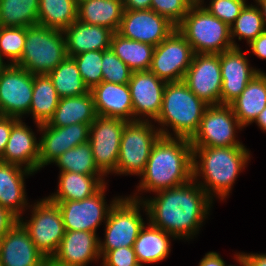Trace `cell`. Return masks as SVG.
Instances as JSON below:
<instances>
[{
    "label": "cell",
    "mask_w": 266,
    "mask_h": 266,
    "mask_svg": "<svg viewBox=\"0 0 266 266\" xmlns=\"http://www.w3.org/2000/svg\"><path fill=\"white\" fill-rule=\"evenodd\" d=\"M155 194L156 197L145 200L137 195L129 197L144 202V210L153 226L177 239L187 240L196 236L213 203L198 183L192 179L184 185Z\"/></svg>",
    "instance_id": "cell-1"
},
{
    "label": "cell",
    "mask_w": 266,
    "mask_h": 266,
    "mask_svg": "<svg viewBox=\"0 0 266 266\" xmlns=\"http://www.w3.org/2000/svg\"><path fill=\"white\" fill-rule=\"evenodd\" d=\"M193 147L189 139L160 136L154 143L138 191L157 192L193 179Z\"/></svg>",
    "instance_id": "cell-2"
},
{
    "label": "cell",
    "mask_w": 266,
    "mask_h": 266,
    "mask_svg": "<svg viewBox=\"0 0 266 266\" xmlns=\"http://www.w3.org/2000/svg\"><path fill=\"white\" fill-rule=\"evenodd\" d=\"M249 159L245 146L193 147V180L211 199L216 195L223 200L229 196L236 177ZM200 176L203 182H198Z\"/></svg>",
    "instance_id": "cell-3"
},
{
    "label": "cell",
    "mask_w": 266,
    "mask_h": 266,
    "mask_svg": "<svg viewBox=\"0 0 266 266\" xmlns=\"http://www.w3.org/2000/svg\"><path fill=\"white\" fill-rule=\"evenodd\" d=\"M208 106L183 80L168 82L165 85L159 116L154 121L161 126V136L173 137L167 129L170 126L175 133L174 137L190 140L196 133Z\"/></svg>",
    "instance_id": "cell-4"
},
{
    "label": "cell",
    "mask_w": 266,
    "mask_h": 266,
    "mask_svg": "<svg viewBox=\"0 0 266 266\" xmlns=\"http://www.w3.org/2000/svg\"><path fill=\"white\" fill-rule=\"evenodd\" d=\"M204 0L196 1L176 27L192 46L194 53L220 54L234 48L230 26L213 16Z\"/></svg>",
    "instance_id": "cell-5"
},
{
    "label": "cell",
    "mask_w": 266,
    "mask_h": 266,
    "mask_svg": "<svg viewBox=\"0 0 266 266\" xmlns=\"http://www.w3.org/2000/svg\"><path fill=\"white\" fill-rule=\"evenodd\" d=\"M66 57L64 32L35 25L26 27L23 53L15 65L33 75H48Z\"/></svg>",
    "instance_id": "cell-6"
},
{
    "label": "cell",
    "mask_w": 266,
    "mask_h": 266,
    "mask_svg": "<svg viewBox=\"0 0 266 266\" xmlns=\"http://www.w3.org/2000/svg\"><path fill=\"white\" fill-rule=\"evenodd\" d=\"M160 136L159 129L149 120L128 121L122 131L117 168L113 173L140 176Z\"/></svg>",
    "instance_id": "cell-7"
},
{
    "label": "cell",
    "mask_w": 266,
    "mask_h": 266,
    "mask_svg": "<svg viewBox=\"0 0 266 266\" xmlns=\"http://www.w3.org/2000/svg\"><path fill=\"white\" fill-rule=\"evenodd\" d=\"M140 206L144 207L142 200L127 196H121L113 205L105 221V239L99 241L101 257L110 250L134 246L141 228L146 224L140 214Z\"/></svg>",
    "instance_id": "cell-8"
},
{
    "label": "cell",
    "mask_w": 266,
    "mask_h": 266,
    "mask_svg": "<svg viewBox=\"0 0 266 266\" xmlns=\"http://www.w3.org/2000/svg\"><path fill=\"white\" fill-rule=\"evenodd\" d=\"M30 206L33 207L30 220L24 222L20 217L19 223L29 233L37 249L46 258H52L65 234L61 211L46 197Z\"/></svg>",
    "instance_id": "cell-9"
},
{
    "label": "cell",
    "mask_w": 266,
    "mask_h": 266,
    "mask_svg": "<svg viewBox=\"0 0 266 266\" xmlns=\"http://www.w3.org/2000/svg\"><path fill=\"white\" fill-rule=\"evenodd\" d=\"M236 129L242 130L243 127L230 105H210L190 143L192 147L244 146L236 139Z\"/></svg>",
    "instance_id": "cell-10"
},
{
    "label": "cell",
    "mask_w": 266,
    "mask_h": 266,
    "mask_svg": "<svg viewBox=\"0 0 266 266\" xmlns=\"http://www.w3.org/2000/svg\"><path fill=\"white\" fill-rule=\"evenodd\" d=\"M194 54L192 46L176 28L155 46L149 71L166 83L181 81Z\"/></svg>",
    "instance_id": "cell-11"
},
{
    "label": "cell",
    "mask_w": 266,
    "mask_h": 266,
    "mask_svg": "<svg viewBox=\"0 0 266 266\" xmlns=\"http://www.w3.org/2000/svg\"><path fill=\"white\" fill-rule=\"evenodd\" d=\"M34 75L15 64L0 70V115L22 119L29 114Z\"/></svg>",
    "instance_id": "cell-12"
},
{
    "label": "cell",
    "mask_w": 266,
    "mask_h": 266,
    "mask_svg": "<svg viewBox=\"0 0 266 266\" xmlns=\"http://www.w3.org/2000/svg\"><path fill=\"white\" fill-rule=\"evenodd\" d=\"M105 189L106 184L93 196L80 201H51L56 203L61 211L65 231L96 233L97 227L107 220L110 209L120 199L115 197L107 205Z\"/></svg>",
    "instance_id": "cell-13"
},
{
    "label": "cell",
    "mask_w": 266,
    "mask_h": 266,
    "mask_svg": "<svg viewBox=\"0 0 266 266\" xmlns=\"http://www.w3.org/2000/svg\"><path fill=\"white\" fill-rule=\"evenodd\" d=\"M127 122L120 118L97 116L90 124L88 142L96 166L105 175L117 168L121 135Z\"/></svg>",
    "instance_id": "cell-14"
},
{
    "label": "cell",
    "mask_w": 266,
    "mask_h": 266,
    "mask_svg": "<svg viewBox=\"0 0 266 266\" xmlns=\"http://www.w3.org/2000/svg\"><path fill=\"white\" fill-rule=\"evenodd\" d=\"M183 81L207 105H219L222 88L220 54L195 53Z\"/></svg>",
    "instance_id": "cell-15"
},
{
    "label": "cell",
    "mask_w": 266,
    "mask_h": 266,
    "mask_svg": "<svg viewBox=\"0 0 266 266\" xmlns=\"http://www.w3.org/2000/svg\"><path fill=\"white\" fill-rule=\"evenodd\" d=\"M176 26L151 9L124 10L118 33L154 47L167 38Z\"/></svg>",
    "instance_id": "cell-16"
},
{
    "label": "cell",
    "mask_w": 266,
    "mask_h": 266,
    "mask_svg": "<svg viewBox=\"0 0 266 266\" xmlns=\"http://www.w3.org/2000/svg\"><path fill=\"white\" fill-rule=\"evenodd\" d=\"M41 131L39 144V170L53 163L65 151L89 140L90 125L77 123L64 127L37 125Z\"/></svg>",
    "instance_id": "cell-17"
},
{
    "label": "cell",
    "mask_w": 266,
    "mask_h": 266,
    "mask_svg": "<svg viewBox=\"0 0 266 266\" xmlns=\"http://www.w3.org/2000/svg\"><path fill=\"white\" fill-rule=\"evenodd\" d=\"M165 85L166 82L150 71L132 72L128 86L133 103V121L155 120L159 116Z\"/></svg>",
    "instance_id": "cell-18"
},
{
    "label": "cell",
    "mask_w": 266,
    "mask_h": 266,
    "mask_svg": "<svg viewBox=\"0 0 266 266\" xmlns=\"http://www.w3.org/2000/svg\"><path fill=\"white\" fill-rule=\"evenodd\" d=\"M245 52L239 48L220 53L222 88L220 104L229 105L241 95L247 84L261 70L249 66Z\"/></svg>",
    "instance_id": "cell-19"
},
{
    "label": "cell",
    "mask_w": 266,
    "mask_h": 266,
    "mask_svg": "<svg viewBox=\"0 0 266 266\" xmlns=\"http://www.w3.org/2000/svg\"><path fill=\"white\" fill-rule=\"evenodd\" d=\"M45 260L19 222L0 239L2 266H44Z\"/></svg>",
    "instance_id": "cell-20"
},
{
    "label": "cell",
    "mask_w": 266,
    "mask_h": 266,
    "mask_svg": "<svg viewBox=\"0 0 266 266\" xmlns=\"http://www.w3.org/2000/svg\"><path fill=\"white\" fill-rule=\"evenodd\" d=\"M100 240L94 232L65 231L52 259L64 265L87 266L90 261H97L101 258Z\"/></svg>",
    "instance_id": "cell-21"
},
{
    "label": "cell",
    "mask_w": 266,
    "mask_h": 266,
    "mask_svg": "<svg viewBox=\"0 0 266 266\" xmlns=\"http://www.w3.org/2000/svg\"><path fill=\"white\" fill-rule=\"evenodd\" d=\"M39 144L32 129L19 119L12 126L0 161L19 165L36 173L39 170Z\"/></svg>",
    "instance_id": "cell-22"
},
{
    "label": "cell",
    "mask_w": 266,
    "mask_h": 266,
    "mask_svg": "<svg viewBox=\"0 0 266 266\" xmlns=\"http://www.w3.org/2000/svg\"><path fill=\"white\" fill-rule=\"evenodd\" d=\"M90 91L98 116L133 121V103L128 84L102 81Z\"/></svg>",
    "instance_id": "cell-23"
},
{
    "label": "cell",
    "mask_w": 266,
    "mask_h": 266,
    "mask_svg": "<svg viewBox=\"0 0 266 266\" xmlns=\"http://www.w3.org/2000/svg\"><path fill=\"white\" fill-rule=\"evenodd\" d=\"M67 57L97 50H108L114 32L99 25L85 24L76 20L64 31Z\"/></svg>",
    "instance_id": "cell-24"
},
{
    "label": "cell",
    "mask_w": 266,
    "mask_h": 266,
    "mask_svg": "<svg viewBox=\"0 0 266 266\" xmlns=\"http://www.w3.org/2000/svg\"><path fill=\"white\" fill-rule=\"evenodd\" d=\"M31 174L33 172L22 166L0 161V206L18 218L29 204L25 195L24 179Z\"/></svg>",
    "instance_id": "cell-25"
},
{
    "label": "cell",
    "mask_w": 266,
    "mask_h": 266,
    "mask_svg": "<svg viewBox=\"0 0 266 266\" xmlns=\"http://www.w3.org/2000/svg\"><path fill=\"white\" fill-rule=\"evenodd\" d=\"M229 105L243 128L252 124L266 107V73H257Z\"/></svg>",
    "instance_id": "cell-26"
},
{
    "label": "cell",
    "mask_w": 266,
    "mask_h": 266,
    "mask_svg": "<svg viewBox=\"0 0 266 266\" xmlns=\"http://www.w3.org/2000/svg\"><path fill=\"white\" fill-rule=\"evenodd\" d=\"M124 13L123 0H78L77 20L118 32Z\"/></svg>",
    "instance_id": "cell-27"
},
{
    "label": "cell",
    "mask_w": 266,
    "mask_h": 266,
    "mask_svg": "<svg viewBox=\"0 0 266 266\" xmlns=\"http://www.w3.org/2000/svg\"><path fill=\"white\" fill-rule=\"evenodd\" d=\"M97 116L93 95L90 91L84 95L60 98L59 104L47 124L55 127L77 123L90 125Z\"/></svg>",
    "instance_id": "cell-28"
},
{
    "label": "cell",
    "mask_w": 266,
    "mask_h": 266,
    "mask_svg": "<svg viewBox=\"0 0 266 266\" xmlns=\"http://www.w3.org/2000/svg\"><path fill=\"white\" fill-rule=\"evenodd\" d=\"M104 176L60 172L58 190L47 198L50 201H80L91 197L107 184Z\"/></svg>",
    "instance_id": "cell-29"
},
{
    "label": "cell",
    "mask_w": 266,
    "mask_h": 266,
    "mask_svg": "<svg viewBox=\"0 0 266 266\" xmlns=\"http://www.w3.org/2000/svg\"><path fill=\"white\" fill-rule=\"evenodd\" d=\"M148 227L144 225L134 242V251L138 263H157L166 259L171 251L170 237L173 235L153 226L150 222Z\"/></svg>",
    "instance_id": "cell-30"
},
{
    "label": "cell",
    "mask_w": 266,
    "mask_h": 266,
    "mask_svg": "<svg viewBox=\"0 0 266 266\" xmlns=\"http://www.w3.org/2000/svg\"><path fill=\"white\" fill-rule=\"evenodd\" d=\"M110 48L132 72L149 71L155 48L153 45L125 38L114 32Z\"/></svg>",
    "instance_id": "cell-31"
},
{
    "label": "cell",
    "mask_w": 266,
    "mask_h": 266,
    "mask_svg": "<svg viewBox=\"0 0 266 266\" xmlns=\"http://www.w3.org/2000/svg\"><path fill=\"white\" fill-rule=\"evenodd\" d=\"M60 97L48 75H34V85L29 114L37 125L48 123Z\"/></svg>",
    "instance_id": "cell-32"
},
{
    "label": "cell",
    "mask_w": 266,
    "mask_h": 266,
    "mask_svg": "<svg viewBox=\"0 0 266 266\" xmlns=\"http://www.w3.org/2000/svg\"><path fill=\"white\" fill-rule=\"evenodd\" d=\"M78 0H39L38 25L64 31L77 20Z\"/></svg>",
    "instance_id": "cell-33"
},
{
    "label": "cell",
    "mask_w": 266,
    "mask_h": 266,
    "mask_svg": "<svg viewBox=\"0 0 266 266\" xmlns=\"http://www.w3.org/2000/svg\"><path fill=\"white\" fill-rule=\"evenodd\" d=\"M48 76L60 98L79 96L90 92L72 57H66Z\"/></svg>",
    "instance_id": "cell-34"
},
{
    "label": "cell",
    "mask_w": 266,
    "mask_h": 266,
    "mask_svg": "<svg viewBox=\"0 0 266 266\" xmlns=\"http://www.w3.org/2000/svg\"><path fill=\"white\" fill-rule=\"evenodd\" d=\"M39 0H0V26L38 25Z\"/></svg>",
    "instance_id": "cell-35"
},
{
    "label": "cell",
    "mask_w": 266,
    "mask_h": 266,
    "mask_svg": "<svg viewBox=\"0 0 266 266\" xmlns=\"http://www.w3.org/2000/svg\"><path fill=\"white\" fill-rule=\"evenodd\" d=\"M53 163L61 172H74L86 175H105L97 166L89 142L65 151Z\"/></svg>",
    "instance_id": "cell-36"
},
{
    "label": "cell",
    "mask_w": 266,
    "mask_h": 266,
    "mask_svg": "<svg viewBox=\"0 0 266 266\" xmlns=\"http://www.w3.org/2000/svg\"><path fill=\"white\" fill-rule=\"evenodd\" d=\"M265 26L259 6L245 5L236 20L230 25L231 40L234 48H239L234 37L238 40L246 39L250 44L257 36L264 32Z\"/></svg>",
    "instance_id": "cell-37"
},
{
    "label": "cell",
    "mask_w": 266,
    "mask_h": 266,
    "mask_svg": "<svg viewBox=\"0 0 266 266\" xmlns=\"http://www.w3.org/2000/svg\"><path fill=\"white\" fill-rule=\"evenodd\" d=\"M26 40V27L0 26V58H9L8 64H16L22 56Z\"/></svg>",
    "instance_id": "cell-38"
},
{
    "label": "cell",
    "mask_w": 266,
    "mask_h": 266,
    "mask_svg": "<svg viewBox=\"0 0 266 266\" xmlns=\"http://www.w3.org/2000/svg\"><path fill=\"white\" fill-rule=\"evenodd\" d=\"M102 57L103 50L88 51L72 57L78 66L80 76L90 90L102 82Z\"/></svg>",
    "instance_id": "cell-39"
},
{
    "label": "cell",
    "mask_w": 266,
    "mask_h": 266,
    "mask_svg": "<svg viewBox=\"0 0 266 266\" xmlns=\"http://www.w3.org/2000/svg\"><path fill=\"white\" fill-rule=\"evenodd\" d=\"M102 81L115 84H128L132 71L110 48L103 50Z\"/></svg>",
    "instance_id": "cell-40"
},
{
    "label": "cell",
    "mask_w": 266,
    "mask_h": 266,
    "mask_svg": "<svg viewBox=\"0 0 266 266\" xmlns=\"http://www.w3.org/2000/svg\"><path fill=\"white\" fill-rule=\"evenodd\" d=\"M195 2V0H151L150 9L177 27Z\"/></svg>",
    "instance_id": "cell-41"
},
{
    "label": "cell",
    "mask_w": 266,
    "mask_h": 266,
    "mask_svg": "<svg viewBox=\"0 0 266 266\" xmlns=\"http://www.w3.org/2000/svg\"><path fill=\"white\" fill-rule=\"evenodd\" d=\"M246 0H211L204 6L213 16L229 26L236 20L247 3Z\"/></svg>",
    "instance_id": "cell-42"
},
{
    "label": "cell",
    "mask_w": 266,
    "mask_h": 266,
    "mask_svg": "<svg viewBox=\"0 0 266 266\" xmlns=\"http://www.w3.org/2000/svg\"><path fill=\"white\" fill-rule=\"evenodd\" d=\"M102 261V266H136L138 264L133 247L110 250L102 257Z\"/></svg>",
    "instance_id": "cell-43"
},
{
    "label": "cell",
    "mask_w": 266,
    "mask_h": 266,
    "mask_svg": "<svg viewBox=\"0 0 266 266\" xmlns=\"http://www.w3.org/2000/svg\"><path fill=\"white\" fill-rule=\"evenodd\" d=\"M18 118L0 115V158L5 151L12 126L18 121Z\"/></svg>",
    "instance_id": "cell-44"
},
{
    "label": "cell",
    "mask_w": 266,
    "mask_h": 266,
    "mask_svg": "<svg viewBox=\"0 0 266 266\" xmlns=\"http://www.w3.org/2000/svg\"><path fill=\"white\" fill-rule=\"evenodd\" d=\"M18 222L19 218L16 215L8 209L0 206V239Z\"/></svg>",
    "instance_id": "cell-45"
},
{
    "label": "cell",
    "mask_w": 266,
    "mask_h": 266,
    "mask_svg": "<svg viewBox=\"0 0 266 266\" xmlns=\"http://www.w3.org/2000/svg\"><path fill=\"white\" fill-rule=\"evenodd\" d=\"M249 46L254 55L260 59H266V30L257 36Z\"/></svg>",
    "instance_id": "cell-46"
},
{
    "label": "cell",
    "mask_w": 266,
    "mask_h": 266,
    "mask_svg": "<svg viewBox=\"0 0 266 266\" xmlns=\"http://www.w3.org/2000/svg\"><path fill=\"white\" fill-rule=\"evenodd\" d=\"M198 266H226V263L217 252H208Z\"/></svg>",
    "instance_id": "cell-47"
},
{
    "label": "cell",
    "mask_w": 266,
    "mask_h": 266,
    "mask_svg": "<svg viewBox=\"0 0 266 266\" xmlns=\"http://www.w3.org/2000/svg\"><path fill=\"white\" fill-rule=\"evenodd\" d=\"M124 10H147L151 8V0H123Z\"/></svg>",
    "instance_id": "cell-48"
},
{
    "label": "cell",
    "mask_w": 266,
    "mask_h": 266,
    "mask_svg": "<svg viewBox=\"0 0 266 266\" xmlns=\"http://www.w3.org/2000/svg\"><path fill=\"white\" fill-rule=\"evenodd\" d=\"M248 262V266H266V254H245Z\"/></svg>",
    "instance_id": "cell-49"
},
{
    "label": "cell",
    "mask_w": 266,
    "mask_h": 266,
    "mask_svg": "<svg viewBox=\"0 0 266 266\" xmlns=\"http://www.w3.org/2000/svg\"><path fill=\"white\" fill-rule=\"evenodd\" d=\"M254 122L260 127L261 130L266 132V107L261 111Z\"/></svg>",
    "instance_id": "cell-50"
},
{
    "label": "cell",
    "mask_w": 266,
    "mask_h": 266,
    "mask_svg": "<svg viewBox=\"0 0 266 266\" xmlns=\"http://www.w3.org/2000/svg\"><path fill=\"white\" fill-rule=\"evenodd\" d=\"M255 1H256V4L260 6L263 23L266 29V0H255Z\"/></svg>",
    "instance_id": "cell-51"
},
{
    "label": "cell",
    "mask_w": 266,
    "mask_h": 266,
    "mask_svg": "<svg viewBox=\"0 0 266 266\" xmlns=\"http://www.w3.org/2000/svg\"><path fill=\"white\" fill-rule=\"evenodd\" d=\"M237 262H239L240 266H248L247 258L244 253H237L235 256ZM226 266H235V265H226Z\"/></svg>",
    "instance_id": "cell-52"
},
{
    "label": "cell",
    "mask_w": 266,
    "mask_h": 266,
    "mask_svg": "<svg viewBox=\"0 0 266 266\" xmlns=\"http://www.w3.org/2000/svg\"><path fill=\"white\" fill-rule=\"evenodd\" d=\"M44 266H69V265H64L61 263H58L57 261L53 260L52 258H46L44 262Z\"/></svg>",
    "instance_id": "cell-53"
},
{
    "label": "cell",
    "mask_w": 266,
    "mask_h": 266,
    "mask_svg": "<svg viewBox=\"0 0 266 266\" xmlns=\"http://www.w3.org/2000/svg\"><path fill=\"white\" fill-rule=\"evenodd\" d=\"M4 60H2L1 58H0V70L6 65V63L5 62H3Z\"/></svg>",
    "instance_id": "cell-54"
},
{
    "label": "cell",
    "mask_w": 266,
    "mask_h": 266,
    "mask_svg": "<svg viewBox=\"0 0 266 266\" xmlns=\"http://www.w3.org/2000/svg\"><path fill=\"white\" fill-rule=\"evenodd\" d=\"M136 266H143V264H141V263H138Z\"/></svg>",
    "instance_id": "cell-55"
}]
</instances>
